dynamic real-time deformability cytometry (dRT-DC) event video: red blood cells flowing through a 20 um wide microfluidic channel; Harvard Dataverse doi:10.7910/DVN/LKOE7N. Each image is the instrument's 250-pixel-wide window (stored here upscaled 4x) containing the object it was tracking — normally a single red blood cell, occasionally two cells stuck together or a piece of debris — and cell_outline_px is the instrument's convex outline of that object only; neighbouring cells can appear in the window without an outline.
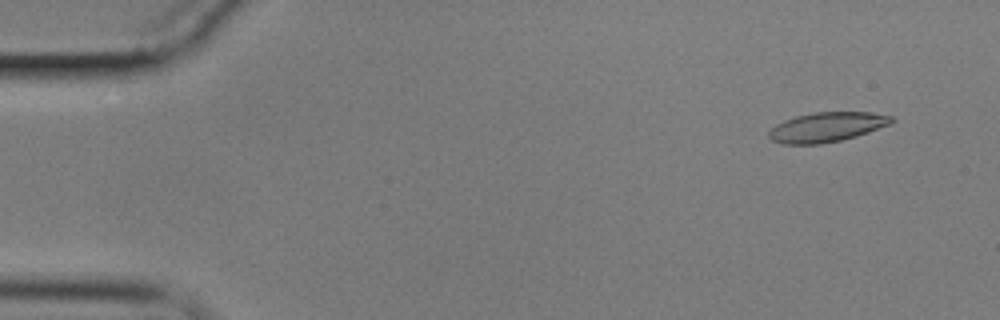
{"species": "common noctule bat (a hibernating species)", "species_latin": "Nyctalus noctula", "temperature_condition": "cold", "stored_images_in_passage": 58, "camera_frame_rate_fps": 3000, "um_per_image_px": 0.085, "animal": {"sex": "male", "body_mass_g": 17.9}, "frame": {"image": 1, "passage_image": 4, "time_ms": 1.0, "image_size_px": [1000, 320], "cell_outline_px": [[896, 120], [892, 124], [856, 136], [840, 140], [820, 144], [784, 144], [772, 140], [768, 136], [768, 132], [776, 124], [784, 120], [796, 116], [812, 112], [872, 112], [892, 116]], "centroid_in_image_um": [70.3, 10.79], "position_along_channel_um": 14.7, "area_um2": 21.27}}
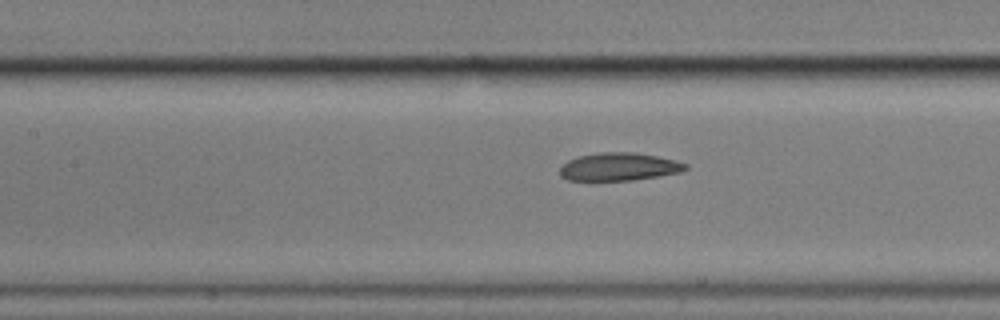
{"frame": {"image": 2, "passage_image": 26, "time_ms": 8.333, "image_size_px": [1000, 320], "cell_outline_px": [[688, 168], [680, 172], [632, 180], [568, 180], [560, 176], [560, 168], [568, 160], [580, 156], [600, 152], [632, 152], [656, 156], [676, 160], [688, 164]], "centroid_in_image_um": [52.62, 14.17], "position_along_channel_um": 154.8, "area_um2": 20.23}}
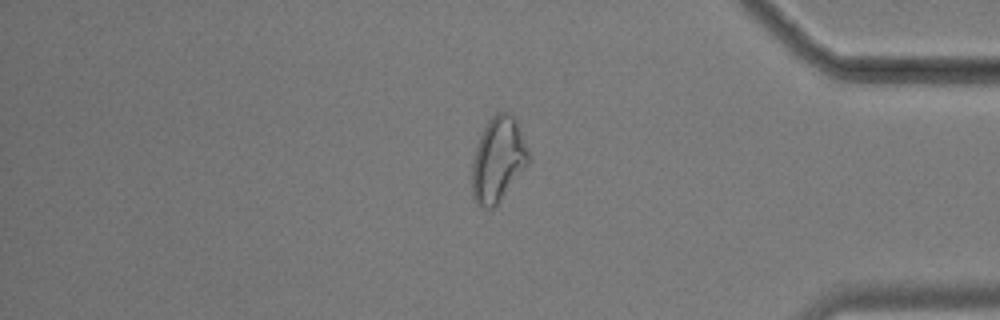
{"frame": {"image": 3, "passage_image": 49, "time_ms": 16.0, "image_size_px": [1000, 320], "cell_outline_px": [[532, 160], [492, 212], [476, 204], [472, 196], [472, 164], [476, 148], [480, 136], [488, 120], [496, 112], [508, 112], [516, 120]], "centroid_in_image_um": [42.34, 13.63], "position_along_channel_um": 392.9, "area_um2": 28.26}, "authors_computed_cell_mechanics": {"area_um2": 21.7328, "velocity_mm_per_s": 3.4205, "shape_relaxation_time_tau1_ms": null, "shape_relaxation_time_tau2_ms": 3.2542, "deformation_change_tau1": null, "deformation_change_tau2": 0.1149}}